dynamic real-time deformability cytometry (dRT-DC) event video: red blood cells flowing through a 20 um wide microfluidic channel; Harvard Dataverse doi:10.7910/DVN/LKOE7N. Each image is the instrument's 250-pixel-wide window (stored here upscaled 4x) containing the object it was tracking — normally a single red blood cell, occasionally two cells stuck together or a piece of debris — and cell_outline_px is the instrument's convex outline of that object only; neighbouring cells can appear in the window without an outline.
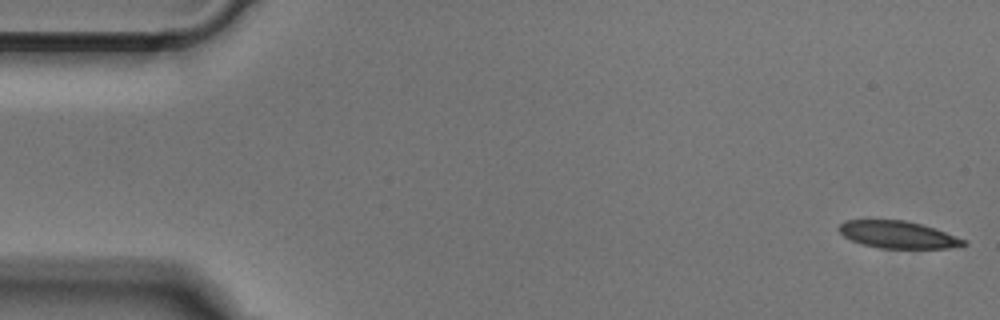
{"species": "Egyptian fruit bat (a non-hibernating species)", "species_latin": "Rousettus aegyptiacus", "temperature_condition": "cold", "stored_images_in_passage": 51, "camera_frame_rate_fps": 3000, "um_per_image_px": 0.085, "animal": {"sex": "male"}, "frame": {"image": 1, "passage_image": 1, "time_ms": 0.0, "image_size_px": [1000, 320], "cell_outline_px": [[968, 244], [964, 248], [880, 248], [864, 244], [852, 240], [844, 236], [836, 228], [844, 220], [904, 220], [920, 224], [968, 240]], "centroid_in_image_um": [76.37, 19.96], "position_along_channel_um": 8.6, "area_um2": 19.77}}
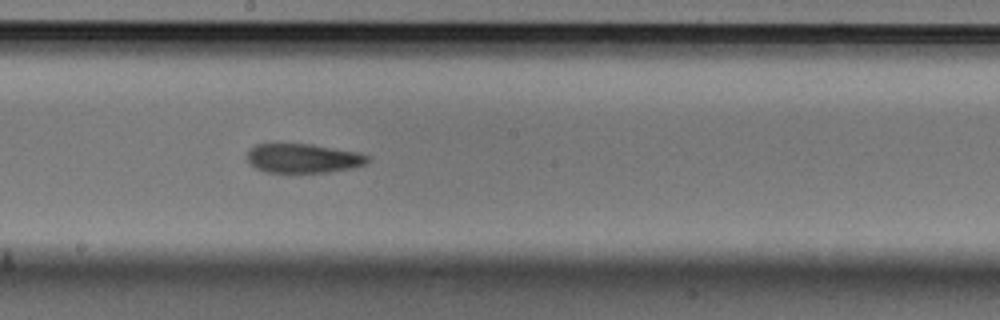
{"frame": {"image": 2, "passage_image": 27, "time_ms": 8.667, "image_size_px": [1000, 320], "cell_outline_px": [[368, 160], [364, 164], [352, 168], [328, 172], [264, 172], [248, 164], [248, 148], [256, 144], [312, 144], [356, 152], [368, 156]], "centroid_in_image_um": [25.71, 13.45], "position_along_channel_um": 222.5, "area_um2": 20.4}}
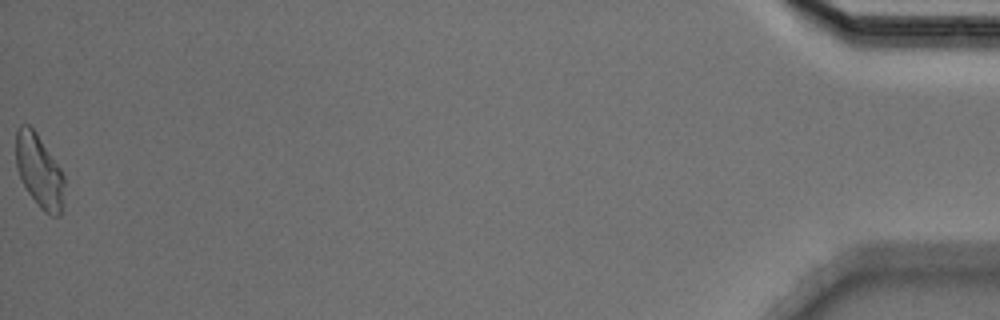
{"frame": {"image": 3, "passage_image": 51, "time_ms": 16.667, "image_size_px": [1000, 320], "cell_outline_px": [[64, 184], [60, 216], [52, 216], [44, 212], [40, 208], [28, 192], [16, 168], [16, 128], [20, 124], [28, 124], [36, 132], [60, 168], [64, 176]], "centroid_in_image_um": [3.32, 14.52], "position_along_channel_um": 431.9, "area_um2": 20.46}}